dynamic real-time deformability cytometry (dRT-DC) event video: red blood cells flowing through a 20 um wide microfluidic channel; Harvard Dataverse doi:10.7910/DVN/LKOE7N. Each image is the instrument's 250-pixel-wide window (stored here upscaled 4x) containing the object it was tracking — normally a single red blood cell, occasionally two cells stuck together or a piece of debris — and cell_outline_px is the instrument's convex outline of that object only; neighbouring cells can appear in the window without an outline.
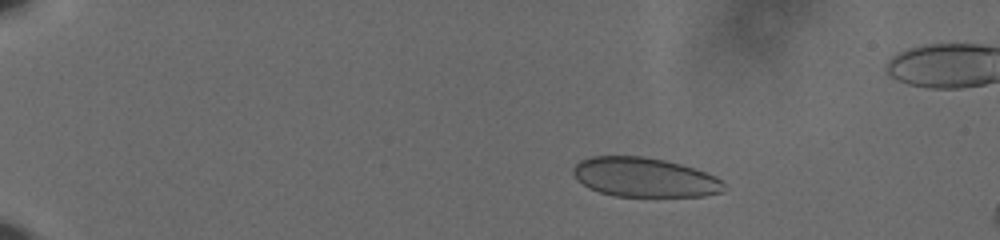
{"species": "human", "species_latin": "Homo sapiens", "temperature_condition": "cold", "stored_images_in_passage": 49, "camera_frame_rate_fps": 3000, "um_per_image_px": 0.085, "donor": {"sex": "male"}, "frame": {"image": 1, "passage_image": 2, "time_ms": 0.333, "image_size_px": [1000, 240], "cell_outline_px": [[728, 188], [724, 192], [704, 196], [616, 196], [600, 192], [588, 188], [576, 180], [572, 172], [572, 168], [580, 160], [592, 156], [644, 156], [664, 160], [680, 164], [716, 176]], "centroid_in_image_um": [54.77, 15.08], "position_along_channel_um": 30.2, "area_um2": 34.74}}
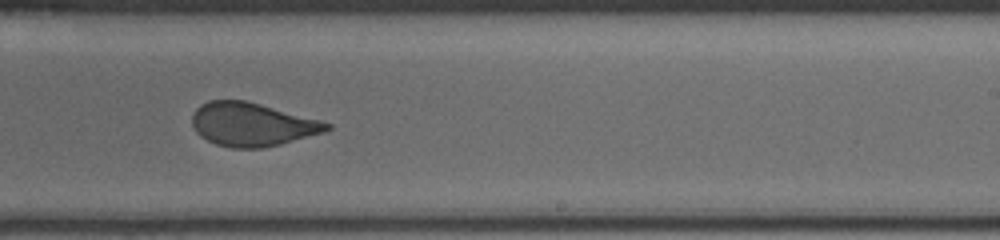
{"frame": {"image": 2, "passage_image": 30, "time_ms": 9.667, "image_size_px": [1000, 240], "cell_outline_px": [[332, 128], [324, 132], [280, 144], [260, 148], [232, 148], [216, 144], [200, 136], [196, 132], [192, 124], [192, 112], [200, 104], [208, 100], [244, 100], [260, 104], [320, 120], [332, 124]], "centroid_in_image_um": [21.39, 10.57], "position_along_channel_um": 267.6, "area_um2": 33.99}}
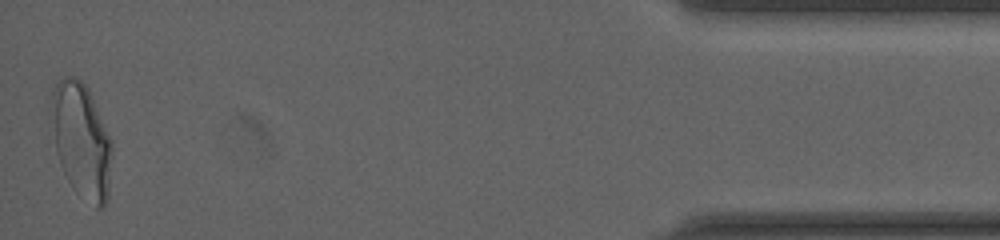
{"frame": {"image": 3, "passage_image": 49, "time_ms": 16.0, "image_size_px": [1000, 240], "cell_outline_px": [[112, 156], [108, 196], [104, 208], [96, 208], [76, 192], [72, 188], [60, 164], [56, 152], [48, 112], [52, 88], [64, 76], [72, 76], [80, 80], [88, 88], [112, 140]], "centroid_in_image_um": [6.9, 11.92], "position_along_channel_um": 428.3, "area_um2": 41.27}, "authors_computed_cell_mechanics": {"area_um2": 35.258, "velocity_mm_per_s": 3.6423, "shape_relaxation_time_tau1_ms": 5.3209, "shape_relaxation_time_tau2_ms": null, "deformation_change_tau1": 0.1448, "deformation_change_tau2": null}}